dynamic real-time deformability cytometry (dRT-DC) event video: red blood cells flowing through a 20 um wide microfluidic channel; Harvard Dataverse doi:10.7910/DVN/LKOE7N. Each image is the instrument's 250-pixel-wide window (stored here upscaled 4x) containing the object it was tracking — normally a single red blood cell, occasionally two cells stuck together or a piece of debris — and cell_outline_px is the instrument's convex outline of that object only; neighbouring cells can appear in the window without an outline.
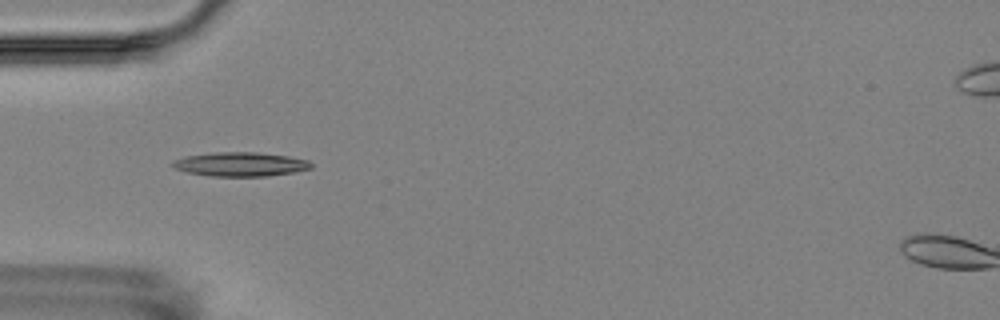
{"species": "Egyptian fruit bat (a non-hibernating species)", "species_latin": "Rousettus aegyptiacus", "temperature_condition": "room temperature", "stored_images_in_passage": 7, "camera_frame_rate_fps": 3000, "um_per_image_px": 0.085, "animal": {"sex": "female"}, "frame": {"image": 1, "passage_image": 6, "time_ms": 5.667, "image_size_px": [1000, 320], "cell_outline_px": [[312, 168], [296, 172], [268, 176], [212, 176], [188, 172], [176, 168], [172, 164], [172, 160], [188, 156], [216, 152], [256, 152], [288, 156], [308, 160], [312, 164]], "centroid_in_image_um": [20.49, 13.96], "position_along_channel_um": 64.5, "area_um2": 19.31}}